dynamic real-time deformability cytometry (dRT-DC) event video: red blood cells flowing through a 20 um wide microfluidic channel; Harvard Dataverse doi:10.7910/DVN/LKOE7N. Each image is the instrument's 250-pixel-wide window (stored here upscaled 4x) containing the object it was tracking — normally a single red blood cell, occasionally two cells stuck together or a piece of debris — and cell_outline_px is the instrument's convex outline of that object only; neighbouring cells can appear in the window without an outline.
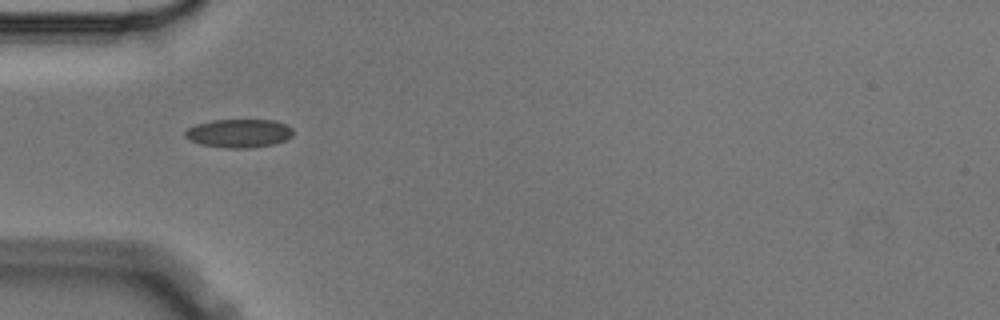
{"species": "Egyptian fruit bat (a non-hibernating species)", "species_latin": "Rousettus aegyptiacus", "temperature_condition": "cold", "stored_images_in_passage": 8, "segment_of_instrument_passage": [2, 2], "camera_frame_rate_fps": 3000, "um_per_image_px": 0.085, "animal": {"sex": "male"}, "frame": {"image": 1, "passage_image": 5, "time_ms": 1.333, "image_size_px": [1000, 320], "cell_outline_px": [[292, 136], [288, 140], [272, 144], [248, 148], [228, 148], [200, 144], [188, 140], [184, 136], [184, 132], [188, 128], [196, 124], [212, 120], [272, 120], [284, 124], [292, 128]], "centroid_in_image_um": [20.28, 11.33], "position_along_channel_um": 64.7, "area_um2": 17.92}}
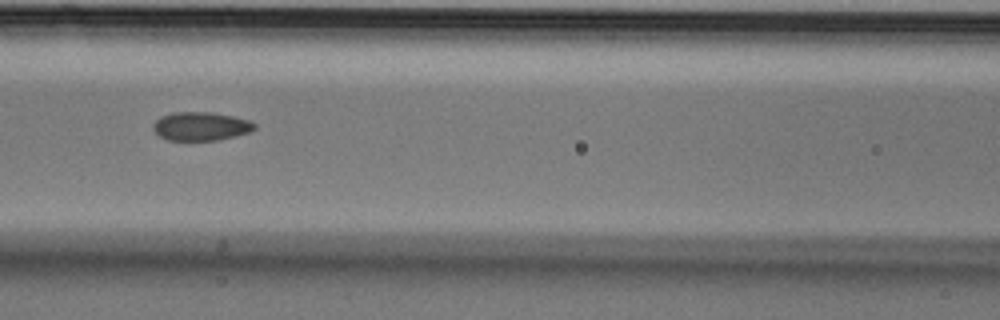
{"frame": {"image": 2, "passage_image": 7, "time_ms": 2.0, "image_size_px": [1000, 320], "cell_outline_px": [[256, 128], [248, 132], [236, 136], [216, 140], [168, 140], [160, 136], [152, 128], [152, 124], [160, 116], [172, 112], [212, 112], [232, 116], [248, 120], [256, 124]], "centroid_in_image_um": [17.05, 10.72], "position_along_channel_um": 149.6, "area_um2": 16.88}}
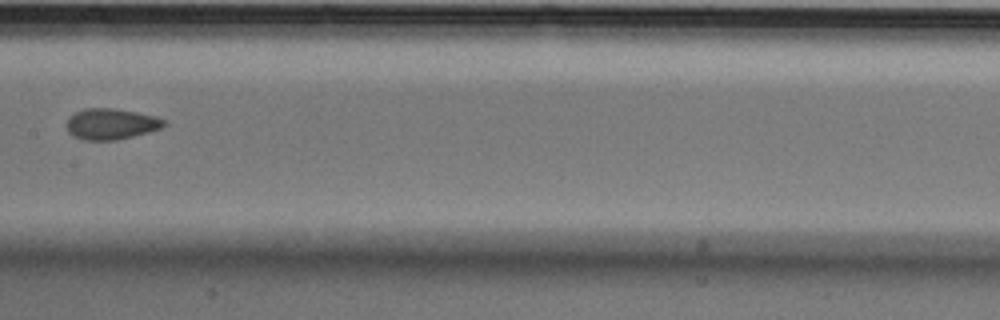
{"frame": {"image": 3, "passage_image": 8, "time_ms": 2.333, "image_size_px": [1000, 320], "cell_outline_px": [[168, 124], [160, 128], [148, 132], [116, 140], [84, 140], [72, 136], [68, 132], [68, 120], [76, 112], [84, 108], [112, 108], [136, 112], [152, 116], [164, 120]], "centroid_in_image_um": [9.43, 10.54], "position_along_channel_um": 198.0, "area_um2": 17.28}}